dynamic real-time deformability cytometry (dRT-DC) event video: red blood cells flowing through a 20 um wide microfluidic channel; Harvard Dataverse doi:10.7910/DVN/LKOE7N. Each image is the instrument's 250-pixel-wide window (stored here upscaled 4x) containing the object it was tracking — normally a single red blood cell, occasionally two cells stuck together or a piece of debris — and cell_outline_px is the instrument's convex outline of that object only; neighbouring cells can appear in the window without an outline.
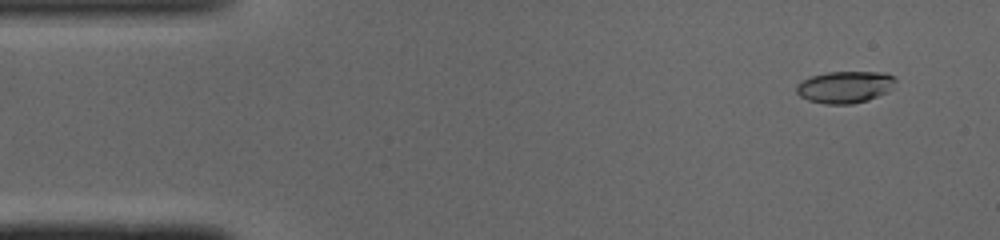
{"species": "common noctule bat (a hibernating species)", "species_latin": "Nyctalus noctula", "temperature_condition": "cold", "stored_images_in_passage": 49, "camera_frame_rate_fps": 3000, "um_per_image_px": 0.085, "animal": {"sex": "male", "body_mass_g": 19.0, "forearm_length_mm": 50.8}, "frame": {"image": 1, "passage_image": 4, "time_ms": 1.0, "image_size_px": [1000, 240], "cell_outline_px": [[896, 80], [892, 88], [888, 92], [868, 100], [852, 104], [824, 104], [808, 100], [800, 96], [796, 92], [796, 84], [812, 76], [828, 72], [884, 72], [896, 76]], "centroid_in_image_um": [71.85, 7.4], "position_along_channel_um": 13.2, "area_um2": 18.55}}
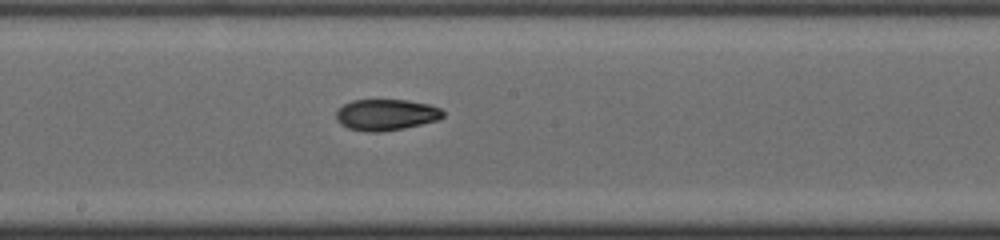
{"frame": {"image": 2, "passage_image": 26, "time_ms": 8.333, "image_size_px": [1000, 240], "cell_outline_px": [[444, 116], [436, 120], [404, 128], [380, 132], [364, 132], [348, 128], [340, 124], [336, 120], [336, 112], [344, 104], [352, 100], [408, 100], [428, 104], [440, 108], [444, 112]], "centroid_in_image_um": [32.79, 9.76], "position_along_channel_um": 215.4, "area_um2": 19.42}}
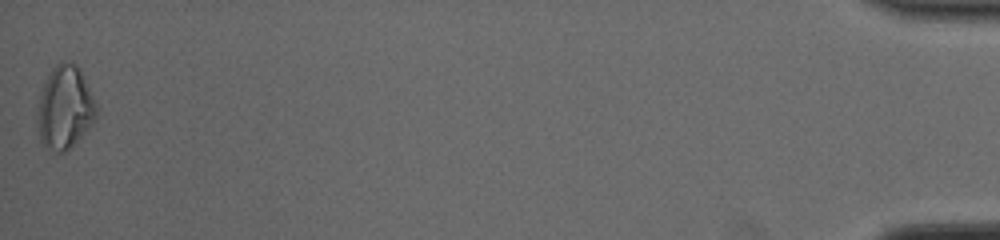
{"frame": {"image": 3, "passage_image": 49, "time_ms": 16.0, "image_size_px": [1000, 240], "cell_outline_px": [[96, 116], [92, 124], [64, 152], [56, 152], [44, 148], [40, 140], [36, 116], [40, 92], [44, 80], [52, 68], [60, 60], [68, 60], [76, 64], [80, 68], [96, 104]], "centroid_in_image_um": [5.47, 9.1], "position_along_channel_um": 429.7, "area_um2": 28.67}, "authors_computed_cell_mechanics": {"area_um2": 19.363, "velocity_mm_per_s": 4.1125, "shape_relaxation_time_tau1_ms": 10.2451, "shape_relaxation_time_tau2_ms": 4.8176, "deformation_change_tau1": 0.2167, "deformation_change_tau2": 0.1002}}